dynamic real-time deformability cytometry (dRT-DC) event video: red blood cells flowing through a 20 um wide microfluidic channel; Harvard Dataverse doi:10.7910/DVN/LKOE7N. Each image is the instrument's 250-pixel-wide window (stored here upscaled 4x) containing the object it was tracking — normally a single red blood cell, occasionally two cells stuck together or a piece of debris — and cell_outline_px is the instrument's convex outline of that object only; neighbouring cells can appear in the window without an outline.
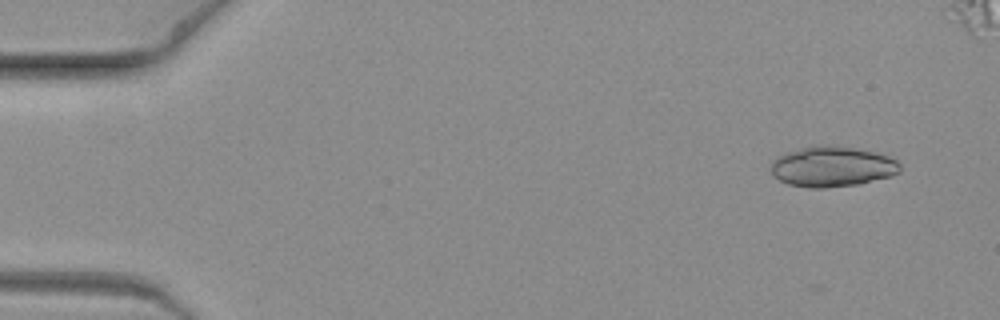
{"species": "common noctule bat (a hibernating species)", "species_latin": "Nyctalus noctula", "temperature_condition": "warm", "stored_images_in_passage": 9, "camera_frame_rate_fps": 3000, "um_per_image_px": 0.085, "animal": {"sex": "female", "body_mass_g": 19.3, "forearm_length_mm": 54.1}, "frame": {"image": 1, "passage_image": 2, "time_ms": 0.333, "image_size_px": [1000, 320], "cell_outline_px": [[900, 172], [892, 176], [860, 184], [824, 188], [808, 188], [788, 184], [780, 180], [772, 172], [772, 164], [780, 156], [788, 152], [800, 148], [816, 144], [856, 148], [876, 152], [888, 156], [896, 160], [900, 164]], "centroid_in_image_um": [70.79, 14.17], "position_along_channel_um": 14.2, "area_um2": 30.29}}